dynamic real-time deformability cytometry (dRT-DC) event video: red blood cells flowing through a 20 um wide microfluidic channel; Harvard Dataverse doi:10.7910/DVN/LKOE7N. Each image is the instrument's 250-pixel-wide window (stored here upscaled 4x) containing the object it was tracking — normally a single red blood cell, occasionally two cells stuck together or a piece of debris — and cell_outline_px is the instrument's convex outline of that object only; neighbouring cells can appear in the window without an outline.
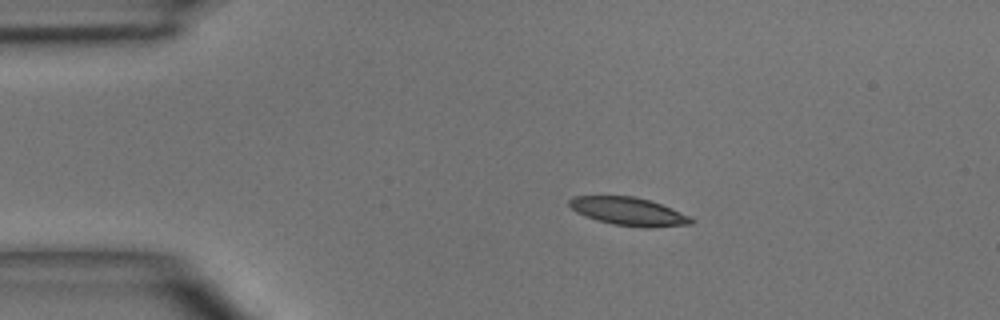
{"species": "common noctule bat (a hibernating species)", "species_latin": "Nyctalus noctula", "temperature_condition": "room temperature", "stored_images_in_passage": 3, "camera_frame_rate_fps": 3000, "um_per_image_px": 0.085, "animal": {"sex": "male", "body_mass_g": 15.6}, "frame": {"image": 1, "passage_image": 2, "time_ms": 1.333, "image_size_px": [1000, 320], "cell_outline_px": [[696, 220], [692, 224], [648, 228], [612, 224], [596, 220], [576, 212], [568, 204], [568, 200], [572, 196], [632, 196], [648, 200], [660, 204], [680, 212]], "centroid_in_image_um": [53.41, 17.98], "position_along_channel_um": 31.6, "area_um2": 19.83}}